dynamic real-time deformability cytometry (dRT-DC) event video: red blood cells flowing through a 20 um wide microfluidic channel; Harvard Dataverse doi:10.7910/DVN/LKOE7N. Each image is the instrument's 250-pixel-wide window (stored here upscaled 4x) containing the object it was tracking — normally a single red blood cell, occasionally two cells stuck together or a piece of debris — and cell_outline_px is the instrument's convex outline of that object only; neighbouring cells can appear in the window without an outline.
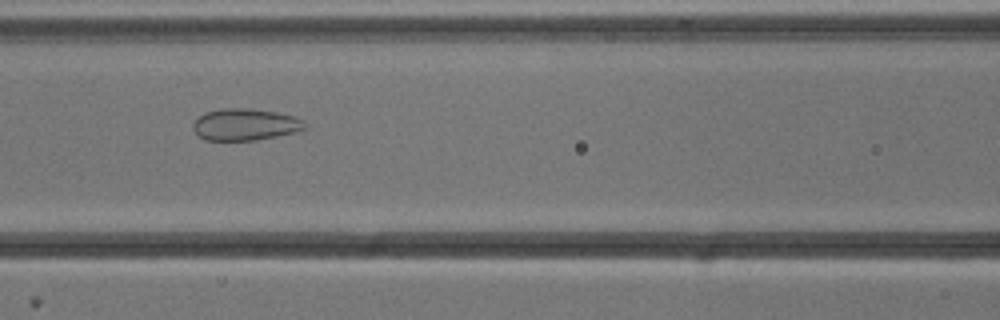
{"species": "common noctule bat (a hibernating species)", "species_latin": "Nyctalus noctula", "temperature_condition": "cold", "stored_images_in_passage": 33, "camera_frame_rate_fps": 3000, "um_per_image_px": 0.085, "animal": {"sex": "male", "body_mass_g": 13.3}, "frame": {"image": 1, "passage_image": 10, "time_ms": 3.0, "image_size_px": [1000, 320], "cell_outline_px": [[308, 128], [296, 132], [256, 140], [204, 140], [192, 128], [192, 124], [204, 112], [220, 108], [244, 108], [276, 112], [296, 116], [304, 120], [308, 124]], "centroid_in_image_um": [20.88, 10.58], "position_along_channel_um": 145.7, "area_um2": 20.87}}
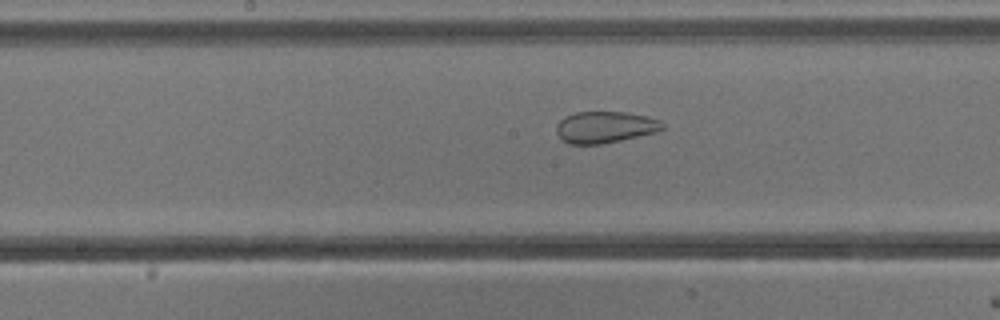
{"frame": {"image": 2, "passage_image": 14, "time_ms": 4.333, "image_size_px": [1000, 320], "cell_outline_px": [[664, 128], [656, 132], [620, 140], [600, 144], [568, 144], [556, 132], [556, 124], [564, 116], [576, 112], [628, 112], [648, 116], [660, 120], [664, 124]], "centroid_in_image_um": [51.43, 10.79], "position_along_channel_um": 196.8, "area_um2": 19.54}}
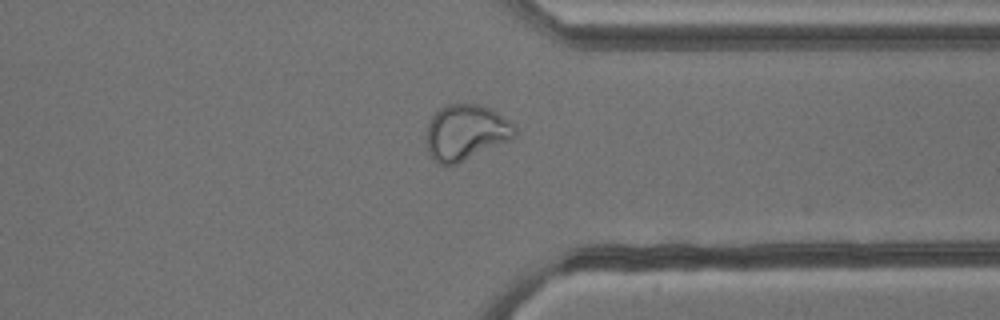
{"frame": {"image": 3, "passage_image": 28, "time_ms": 9.0, "image_size_px": [1000, 320], "cell_outline_px": [[516, 136], [508, 140], [456, 164], [440, 164], [432, 160], [428, 152], [424, 136], [428, 124], [432, 116], [444, 104], [476, 104], [488, 108], [496, 112], [508, 120], [516, 128]], "centroid_in_image_um": [39.53, 11.25], "position_along_channel_um": 371.9, "area_um2": 28.5}}